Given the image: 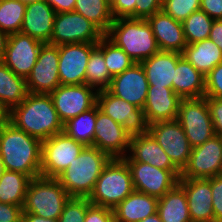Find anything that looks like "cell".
<instances>
[{"label": "cell", "instance_id": "1", "mask_svg": "<svg viewBox=\"0 0 222 222\" xmlns=\"http://www.w3.org/2000/svg\"><path fill=\"white\" fill-rule=\"evenodd\" d=\"M42 141L11 122L0 128V156L5 170L21 172L31 179L41 176Z\"/></svg>", "mask_w": 222, "mask_h": 222}, {"label": "cell", "instance_id": "2", "mask_svg": "<svg viewBox=\"0 0 222 222\" xmlns=\"http://www.w3.org/2000/svg\"><path fill=\"white\" fill-rule=\"evenodd\" d=\"M10 122L41 141L62 132L64 128L50 94L28 93L20 105L10 110Z\"/></svg>", "mask_w": 222, "mask_h": 222}, {"label": "cell", "instance_id": "3", "mask_svg": "<svg viewBox=\"0 0 222 222\" xmlns=\"http://www.w3.org/2000/svg\"><path fill=\"white\" fill-rule=\"evenodd\" d=\"M110 157L93 146H86L57 179L71 197L88 198Z\"/></svg>", "mask_w": 222, "mask_h": 222}, {"label": "cell", "instance_id": "4", "mask_svg": "<svg viewBox=\"0 0 222 222\" xmlns=\"http://www.w3.org/2000/svg\"><path fill=\"white\" fill-rule=\"evenodd\" d=\"M105 35L135 63H141L160 51L146 19H114Z\"/></svg>", "mask_w": 222, "mask_h": 222}, {"label": "cell", "instance_id": "5", "mask_svg": "<svg viewBox=\"0 0 222 222\" xmlns=\"http://www.w3.org/2000/svg\"><path fill=\"white\" fill-rule=\"evenodd\" d=\"M133 191L127 162L123 158H112L104 166L88 200L91 204L113 209Z\"/></svg>", "mask_w": 222, "mask_h": 222}, {"label": "cell", "instance_id": "6", "mask_svg": "<svg viewBox=\"0 0 222 222\" xmlns=\"http://www.w3.org/2000/svg\"><path fill=\"white\" fill-rule=\"evenodd\" d=\"M70 198L57 178L38 176L32 178L28 184L23 213L59 219Z\"/></svg>", "mask_w": 222, "mask_h": 222}, {"label": "cell", "instance_id": "7", "mask_svg": "<svg viewBox=\"0 0 222 222\" xmlns=\"http://www.w3.org/2000/svg\"><path fill=\"white\" fill-rule=\"evenodd\" d=\"M85 147L64 131L42 141L41 176L57 178Z\"/></svg>", "mask_w": 222, "mask_h": 222}, {"label": "cell", "instance_id": "8", "mask_svg": "<svg viewBox=\"0 0 222 222\" xmlns=\"http://www.w3.org/2000/svg\"><path fill=\"white\" fill-rule=\"evenodd\" d=\"M176 120L182 126L192 148L203 144L215 135L205 97L182 99Z\"/></svg>", "mask_w": 222, "mask_h": 222}, {"label": "cell", "instance_id": "9", "mask_svg": "<svg viewBox=\"0 0 222 222\" xmlns=\"http://www.w3.org/2000/svg\"><path fill=\"white\" fill-rule=\"evenodd\" d=\"M104 35L94 23L76 11L56 13L49 44L97 43Z\"/></svg>", "mask_w": 222, "mask_h": 222}, {"label": "cell", "instance_id": "10", "mask_svg": "<svg viewBox=\"0 0 222 222\" xmlns=\"http://www.w3.org/2000/svg\"><path fill=\"white\" fill-rule=\"evenodd\" d=\"M97 106L100 111L121 124L130 137L148 132L149 125L143 109L114 96L108 90L98 91Z\"/></svg>", "mask_w": 222, "mask_h": 222}, {"label": "cell", "instance_id": "11", "mask_svg": "<svg viewBox=\"0 0 222 222\" xmlns=\"http://www.w3.org/2000/svg\"><path fill=\"white\" fill-rule=\"evenodd\" d=\"M148 133L182 171L188 163L192 147L180 123L177 120L152 123L148 126Z\"/></svg>", "mask_w": 222, "mask_h": 222}, {"label": "cell", "instance_id": "12", "mask_svg": "<svg viewBox=\"0 0 222 222\" xmlns=\"http://www.w3.org/2000/svg\"><path fill=\"white\" fill-rule=\"evenodd\" d=\"M222 165V137L214 135L211 139L191 150L187 165L180 178L209 179L220 175Z\"/></svg>", "mask_w": 222, "mask_h": 222}, {"label": "cell", "instance_id": "13", "mask_svg": "<svg viewBox=\"0 0 222 222\" xmlns=\"http://www.w3.org/2000/svg\"><path fill=\"white\" fill-rule=\"evenodd\" d=\"M131 175L134 191L162 197L173 189L179 182L180 170H165L148 163L127 162Z\"/></svg>", "mask_w": 222, "mask_h": 222}, {"label": "cell", "instance_id": "14", "mask_svg": "<svg viewBox=\"0 0 222 222\" xmlns=\"http://www.w3.org/2000/svg\"><path fill=\"white\" fill-rule=\"evenodd\" d=\"M98 91L87 84L59 85L50 93L53 105L62 123L97 104Z\"/></svg>", "mask_w": 222, "mask_h": 222}, {"label": "cell", "instance_id": "15", "mask_svg": "<svg viewBox=\"0 0 222 222\" xmlns=\"http://www.w3.org/2000/svg\"><path fill=\"white\" fill-rule=\"evenodd\" d=\"M58 63V46L44 43L41 46L36 64L26 78L28 92L36 94L52 93L60 85Z\"/></svg>", "mask_w": 222, "mask_h": 222}, {"label": "cell", "instance_id": "16", "mask_svg": "<svg viewBox=\"0 0 222 222\" xmlns=\"http://www.w3.org/2000/svg\"><path fill=\"white\" fill-rule=\"evenodd\" d=\"M97 43H71L58 45V73L60 85L85 84L86 66Z\"/></svg>", "mask_w": 222, "mask_h": 222}, {"label": "cell", "instance_id": "17", "mask_svg": "<svg viewBox=\"0 0 222 222\" xmlns=\"http://www.w3.org/2000/svg\"><path fill=\"white\" fill-rule=\"evenodd\" d=\"M44 43L21 32L8 37L2 62L16 75L27 78Z\"/></svg>", "mask_w": 222, "mask_h": 222}, {"label": "cell", "instance_id": "18", "mask_svg": "<svg viewBox=\"0 0 222 222\" xmlns=\"http://www.w3.org/2000/svg\"><path fill=\"white\" fill-rule=\"evenodd\" d=\"M130 135L121 124L104 114L97 106V118L93 147L112 158H124L129 149Z\"/></svg>", "mask_w": 222, "mask_h": 222}, {"label": "cell", "instance_id": "19", "mask_svg": "<svg viewBox=\"0 0 222 222\" xmlns=\"http://www.w3.org/2000/svg\"><path fill=\"white\" fill-rule=\"evenodd\" d=\"M148 87L143 66L141 63H134L121 74L112 77L107 90L114 96L143 109Z\"/></svg>", "mask_w": 222, "mask_h": 222}, {"label": "cell", "instance_id": "20", "mask_svg": "<svg viewBox=\"0 0 222 222\" xmlns=\"http://www.w3.org/2000/svg\"><path fill=\"white\" fill-rule=\"evenodd\" d=\"M178 184L186 193L190 219L192 222H214L212 205L211 178L184 179Z\"/></svg>", "mask_w": 222, "mask_h": 222}, {"label": "cell", "instance_id": "21", "mask_svg": "<svg viewBox=\"0 0 222 222\" xmlns=\"http://www.w3.org/2000/svg\"><path fill=\"white\" fill-rule=\"evenodd\" d=\"M181 100L172 88L149 85L143 108L148 125L176 120Z\"/></svg>", "mask_w": 222, "mask_h": 222}, {"label": "cell", "instance_id": "22", "mask_svg": "<svg viewBox=\"0 0 222 222\" xmlns=\"http://www.w3.org/2000/svg\"><path fill=\"white\" fill-rule=\"evenodd\" d=\"M123 159L126 162L148 163L165 170H179L148 132L131 137L128 153Z\"/></svg>", "mask_w": 222, "mask_h": 222}, {"label": "cell", "instance_id": "23", "mask_svg": "<svg viewBox=\"0 0 222 222\" xmlns=\"http://www.w3.org/2000/svg\"><path fill=\"white\" fill-rule=\"evenodd\" d=\"M151 26L160 51L182 53L187 46L182 22L174 20L162 10L146 19Z\"/></svg>", "mask_w": 222, "mask_h": 222}, {"label": "cell", "instance_id": "24", "mask_svg": "<svg viewBox=\"0 0 222 222\" xmlns=\"http://www.w3.org/2000/svg\"><path fill=\"white\" fill-rule=\"evenodd\" d=\"M56 12L44 0L26 5L20 32L42 42L50 43Z\"/></svg>", "mask_w": 222, "mask_h": 222}, {"label": "cell", "instance_id": "25", "mask_svg": "<svg viewBox=\"0 0 222 222\" xmlns=\"http://www.w3.org/2000/svg\"><path fill=\"white\" fill-rule=\"evenodd\" d=\"M172 89L181 99L205 96V76L183 56L177 61Z\"/></svg>", "mask_w": 222, "mask_h": 222}, {"label": "cell", "instance_id": "26", "mask_svg": "<svg viewBox=\"0 0 222 222\" xmlns=\"http://www.w3.org/2000/svg\"><path fill=\"white\" fill-rule=\"evenodd\" d=\"M182 53L159 51L141 62L149 85L172 88L177 61Z\"/></svg>", "mask_w": 222, "mask_h": 222}, {"label": "cell", "instance_id": "27", "mask_svg": "<svg viewBox=\"0 0 222 222\" xmlns=\"http://www.w3.org/2000/svg\"><path fill=\"white\" fill-rule=\"evenodd\" d=\"M159 198L133 191L115 208L114 222H140L157 212Z\"/></svg>", "mask_w": 222, "mask_h": 222}, {"label": "cell", "instance_id": "28", "mask_svg": "<svg viewBox=\"0 0 222 222\" xmlns=\"http://www.w3.org/2000/svg\"><path fill=\"white\" fill-rule=\"evenodd\" d=\"M182 56L204 76L215 66L222 63V51L210 39L187 44Z\"/></svg>", "mask_w": 222, "mask_h": 222}, {"label": "cell", "instance_id": "29", "mask_svg": "<svg viewBox=\"0 0 222 222\" xmlns=\"http://www.w3.org/2000/svg\"><path fill=\"white\" fill-rule=\"evenodd\" d=\"M157 213L162 222H192L186 193L179 184L159 198Z\"/></svg>", "mask_w": 222, "mask_h": 222}, {"label": "cell", "instance_id": "30", "mask_svg": "<svg viewBox=\"0 0 222 222\" xmlns=\"http://www.w3.org/2000/svg\"><path fill=\"white\" fill-rule=\"evenodd\" d=\"M28 93L26 79L16 75L0 61V101L11 110L20 105Z\"/></svg>", "mask_w": 222, "mask_h": 222}, {"label": "cell", "instance_id": "31", "mask_svg": "<svg viewBox=\"0 0 222 222\" xmlns=\"http://www.w3.org/2000/svg\"><path fill=\"white\" fill-rule=\"evenodd\" d=\"M31 178L21 172L5 170L0 178V202L23 208Z\"/></svg>", "mask_w": 222, "mask_h": 222}, {"label": "cell", "instance_id": "32", "mask_svg": "<svg viewBox=\"0 0 222 222\" xmlns=\"http://www.w3.org/2000/svg\"><path fill=\"white\" fill-rule=\"evenodd\" d=\"M96 118L97 104L93 108L80 113L78 116L64 123L63 131L83 145L93 146Z\"/></svg>", "mask_w": 222, "mask_h": 222}, {"label": "cell", "instance_id": "33", "mask_svg": "<svg viewBox=\"0 0 222 222\" xmlns=\"http://www.w3.org/2000/svg\"><path fill=\"white\" fill-rule=\"evenodd\" d=\"M74 11L94 23L104 34L114 21L110 0H76Z\"/></svg>", "mask_w": 222, "mask_h": 222}, {"label": "cell", "instance_id": "34", "mask_svg": "<svg viewBox=\"0 0 222 222\" xmlns=\"http://www.w3.org/2000/svg\"><path fill=\"white\" fill-rule=\"evenodd\" d=\"M112 76L105 64L103 52L96 47L89 57L86 66L85 84L97 91L107 90L111 84Z\"/></svg>", "mask_w": 222, "mask_h": 222}, {"label": "cell", "instance_id": "35", "mask_svg": "<svg viewBox=\"0 0 222 222\" xmlns=\"http://www.w3.org/2000/svg\"><path fill=\"white\" fill-rule=\"evenodd\" d=\"M97 47L103 52L109 74L114 77L130 68L135 62L106 35L98 42Z\"/></svg>", "mask_w": 222, "mask_h": 222}, {"label": "cell", "instance_id": "36", "mask_svg": "<svg viewBox=\"0 0 222 222\" xmlns=\"http://www.w3.org/2000/svg\"><path fill=\"white\" fill-rule=\"evenodd\" d=\"M25 11L19 0H0V29L8 35L20 32Z\"/></svg>", "mask_w": 222, "mask_h": 222}, {"label": "cell", "instance_id": "37", "mask_svg": "<svg viewBox=\"0 0 222 222\" xmlns=\"http://www.w3.org/2000/svg\"><path fill=\"white\" fill-rule=\"evenodd\" d=\"M213 21L201 10L192 13L182 22L186 43L193 44L208 39Z\"/></svg>", "mask_w": 222, "mask_h": 222}, {"label": "cell", "instance_id": "38", "mask_svg": "<svg viewBox=\"0 0 222 222\" xmlns=\"http://www.w3.org/2000/svg\"><path fill=\"white\" fill-rule=\"evenodd\" d=\"M201 0H166L162 3V11L174 20L183 22L192 13L200 10Z\"/></svg>", "mask_w": 222, "mask_h": 222}, {"label": "cell", "instance_id": "39", "mask_svg": "<svg viewBox=\"0 0 222 222\" xmlns=\"http://www.w3.org/2000/svg\"><path fill=\"white\" fill-rule=\"evenodd\" d=\"M90 204L91 202L88 200V198L71 197L65 204L58 221L83 222Z\"/></svg>", "mask_w": 222, "mask_h": 222}, {"label": "cell", "instance_id": "40", "mask_svg": "<svg viewBox=\"0 0 222 222\" xmlns=\"http://www.w3.org/2000/svg\"><path fill=\"white\" fill-rule=\"evenodd\" d=\"M222 99V63L205 76V96Z\"/></svg>", "mask_w": 222, "mask_h": 222}, {"label": "cell", "instance_id": "41", "mask_svg": "<svg viewBox=\"0 0 222 222\" xmlns=\"http://www.w3.org/2000/svg\"><path fill=\"white\" fill-rule=\"evenodd\" d=\"M214 222H222V175L211 177Z\"/></svg>", "mask_w": 222, "mask_h": 222}, {"label": "cell", "instance_id": "42", "mask_svg": "<svg viewBox=\"0 0 222 222\" xmlns=\"http://www.w3.org/2000/svg\"><path fill=\"white\" fill-rule=\"evenodd\" d=\"M135 4L136 0H110L113 18H135Z\"/></svg>", "mask_w": 222, "mask_h": 222}, {"label": "cell", "instance_id": "43", "mask_svg": "<svg viewBox=\"0 0 222 222\" xmlns=\"http://www.w3.org/2000/svg\"><path fill=\"white\" fill-rule=\"evenodd\" d=\"M83 222H114L113 209L90 204Z\"/></svg>", "mask_w": 222, "mask_h": 222}, {"label": "cell", "instance_id": "44", "mask_svg": "<svg viewBox=\"0 0 222 222\" xmlns=\"http://www.w3.org/2000/svg\"><path fill=\"white\" fill-rule=\"evenodd\" d=\"M210 111L215 135L222 137V99L205 97Z\"/></svg>", "mask_w": 222, "mask_h": 222}, {"label": "cell", "instance_id": "45", "mask_svg": "<svg viewBox=\"0 0 222 222\" xmlns=\"http://www.w3.org/2000/svg\"><path fill=\"white\" fill-rule=\"evenodd\" d=\"M161 10L162 3L160 0H136L135 18L147 19Z\"/></svg>", "mask_w": 222, "mask_h": 222}, {"label": "cell", "instance_id": "46", "mask_svg": "<svg viewBox=\"0 0 222 222\" xmlns=\"http://www.w3.org/2000/svg\"><path fill=\"white\" fill-rule=\"evenodd\" d=\"M22 213L21 206L0 202V222H22Z\"/></svg>", "mask_w": 222, "mask_h": 222}, {"label": "cell", "instance_id": "47", "mask_svg": "<svg viewBox=\"0 0 222 222\" xmlns=\"http://www.w3.org/2000/svg\"><path fill=\"white\" fill-rule=\"evenodd\" d=\"M200 10L213 20H222V0H201Z\"/></svg>", "mask_w": 222, "mask_h": 222}, {"label": "cell", "instance_id": "48", "mask_svg": "<svg viewBox=\"0 0 222 222\" xmlns=\"http://www.w3.org/2000/svg\"><path fill=\"white\" fill-rule=\"evenodd\" d=\"M56 13L72 12L76 4V0H44Z\"/></svg>", "mask_w": 222, "mask_h": 222}, {"label": "cell", "instance_id": "49", "mask_svg": "<svg viewBox=\"0 0 222 222\" xmlns=\"http://www.w3.org/2000/svg\"><path fill=\"white\" fill-rule=\"evenodd\" d=\"M222 51V20H214L209 37Z\"/></svg>", "mask_w": 222, "mask_h": 222}, {"label": "cell", "instance_id": "50", "mask_svg": "<svg viewBox=\"0 0 222 222\" xmlns=\"http://www.w3.org/2000/svg\"><path fill=\"white\" fill-rule=\"evenodd\" d=\"M22 222H59L58 219L43 218L32 213H22Z\"/></svg>", "mask_w": 222, "mask_h": 222}, {"label": "cell", "instance_id": "51", "mask_svg": "<svg viewBox=\"0 0 222 222\" xmlns=\"http://www.w3.org/2000/svg\"><path fill=\"white\" fill-rule=\"evenodd\" d=\"M10 122V109L0 101V128Z\"/></svg>", "mask_w": 222, "mask_h": 222}, {"label": "cell", "instance_id": "52", "mask_svg": "<svg viewBox=\"0 0 222 222\" xmlns=\"http://www.w3.org/2000/svg\"><path fill=\"white\" fill-rule=\"evenodd\" d=\"M8 37L9 35L0 29V61H2L4 57V52L7 46Z\"/></svg>", "mask_w": 222, "mask_h": 222}, {"label": "cell", "instance_id": "53", "mask_svg": "<svg viewBox=\"0 0 222 222\" xmlns=\"http://www.w3.org/2000/svg\"><path fill=\"white\" fill-rule=\"evenodd\" d=\"M140 222H162L158 213L146 217L145 219L141 220Z\"/></svg>", "mask_w": 222, "mask_h": 222}, {"label": "cell", "instance_id": "54", "mask_svg": "<svg viewBox=\"0 0 222 222\" xmlns=\"http://www.w3.org/2000/svg\"><path fill=\"white\" fill-rule=\"evenodd\" d=\"M4 171H5V167H4V164L2 162V158L0 156V178L3 175Z\"/></svg>", "mask_w": 222, "mask_h": 222}, {"label": "cell", "instance_id": "55", "mask_svg": "<svg viewBox=\"0 0 222 222\" xmlns=\"http://www.w3.org/2000/svg\"><path fill=\"white\" fill-rule=\"evenodd\" d=\"M19 1L22 2L25 5H28L30 3L37 2V1H42V0H19Z\"/></svg>", "mask_w": 222, "mask_h": 222}]
</instances>
